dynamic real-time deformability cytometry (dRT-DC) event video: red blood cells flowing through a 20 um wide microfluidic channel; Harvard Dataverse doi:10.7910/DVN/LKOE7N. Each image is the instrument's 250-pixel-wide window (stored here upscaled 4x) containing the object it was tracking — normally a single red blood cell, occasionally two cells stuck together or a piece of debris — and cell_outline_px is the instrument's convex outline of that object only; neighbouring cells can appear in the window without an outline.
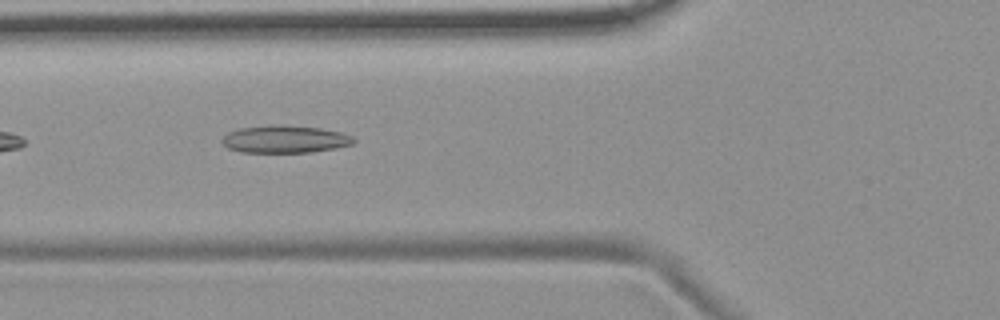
{"species": "common noctule bat (a hibernating species)", "species_latin": "Nyctalus noctula", "temperature_condition": "room temperature", "stored_images_in_passage": 6, "camera_frame_rate_fps": 3000, "um_per_image_px": 0.085, "animal": {"sex": "female", "body_mass_g": 19.9}, "frame": {"image": 1, "passage_image": 5, "time_ms": 5.667, "image_size_px": [1000, 320], "cell_outline_px": [[356, 140], [352, 144], [336, 148], [312, 152], [240, 152], [228, 148], [220, 140], [228, 132], [240, 128], [272, 124], [284, 124], [320, 128], [340, 132], [352, 136]], "centroid_in_image_um": [24.21, 11.82], "position_along_channel_um": 101.6, "area_um2": 21.21}}
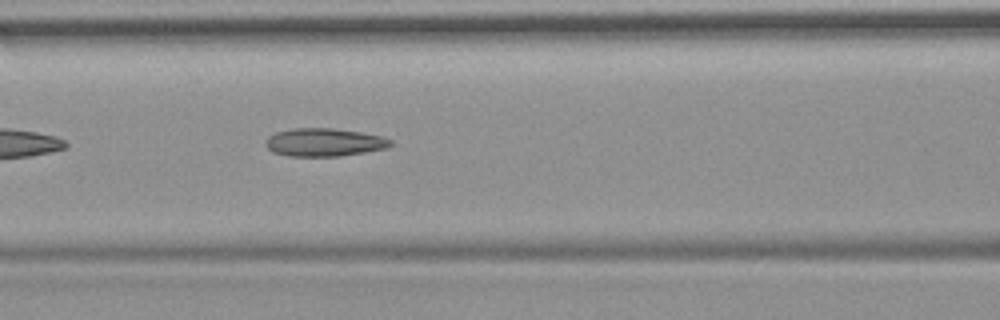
{"frame": {"image": 2, "passage_image": 6, "time_ms": 6.667, "image_size_px": [1000, 320], "cell_outline_px": [[392, 144], [388, 148], [340, 156], [288, 156], [272, 152], [264, 144], [268, 136], [276, 132], [292, 128], [332, 128], [360, 132], [380, 136], [392, 140]], "centroid_in_image_um": [27.53, 12.09], "position_along_channel_um": 139.1, "area_um2": 20.46}}